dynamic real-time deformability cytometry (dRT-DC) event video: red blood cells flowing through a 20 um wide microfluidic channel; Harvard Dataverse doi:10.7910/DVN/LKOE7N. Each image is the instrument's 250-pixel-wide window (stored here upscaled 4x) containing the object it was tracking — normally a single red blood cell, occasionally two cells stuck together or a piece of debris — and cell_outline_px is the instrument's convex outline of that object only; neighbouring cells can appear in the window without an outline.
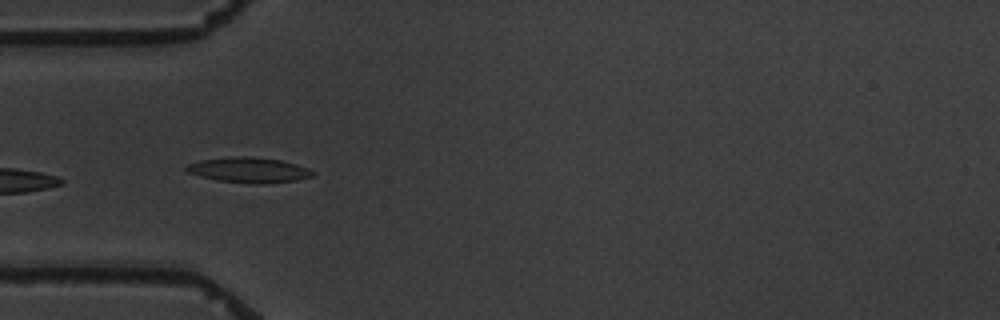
{"species": "common noctule bat (a hibernating species)", "species_latin": "Nyctalus noctula", "temperature_condition": "warm", "stored_images_in_passage": 2, "camera_frame_rate_fps": 3000, "um_per_image_px": 0.085, "animal": {"sex": "male", "body_mass_g": 19.5, "forearm_length_mm": 54.6}, "frame": {"image": 1, "passage_image": 1, "time_ms": 0.0, "image_size_px": [1000, 320], "cell_outline_px": [[316, 172], [312, 176], [296, 180], [264, 184], [256, 184], [220, 180], [200, 176], [188, 172], [184, 168], [188, 164], [200, 160], [228, 156], [252, 156], [280, 160], [296, 164], [308, 168]], "centroid_in_image_um": [21.16, 14.44], "position_along_channel_um": 63.8, "area_um2": 18.61}}
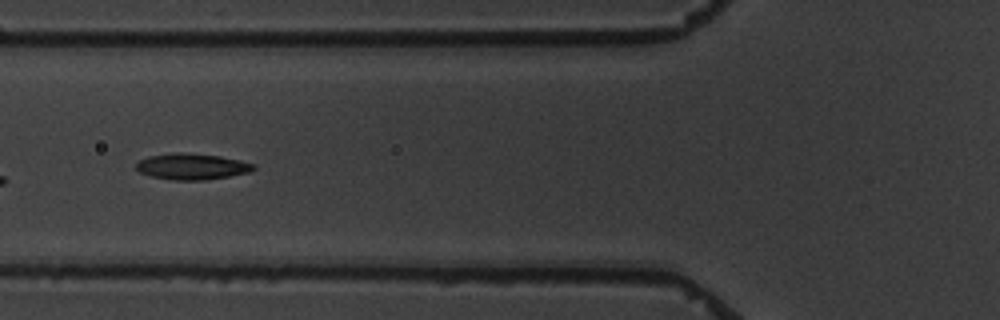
{"frame": {"image": 2, "passage_image": 2, "time_ms": 1.333, "image_size_px": [1000, 320], "cell_outline_px": [[256, 168], [252, 172], [208, 180], [172, 180], [152, 176], [140, 172], [136, 168], [136, 164], [140, 160], [148, 156], [176, 152], [184, 152], [220, 156], [240, 160], [256, 164]], "centroid_in_image_um": [16.37, 14.15], "position_along_channel_um": 109.4, "area_um2": 18.03}}